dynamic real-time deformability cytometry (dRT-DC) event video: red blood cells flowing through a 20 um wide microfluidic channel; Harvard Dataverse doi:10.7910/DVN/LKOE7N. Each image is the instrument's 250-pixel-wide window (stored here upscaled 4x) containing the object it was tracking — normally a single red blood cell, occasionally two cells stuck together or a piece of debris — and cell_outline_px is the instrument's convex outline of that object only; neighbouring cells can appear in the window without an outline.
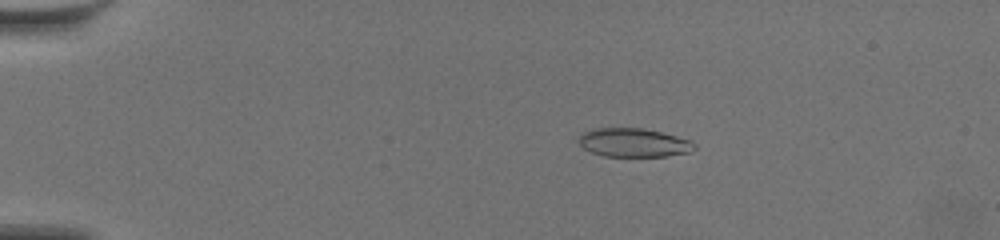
{"species": "common noctule bat (a hibernating species)", "species_latin": "Nyctalus noctula", "temperature_condition": "warm", "stored_images_in_passage": 60, "camera_frame_rate_fps": 3000, "um_per_image_px": 0.085, "animal": {"sex": "female", "body_mass_g": 19.5, "forearm_length_mm": 54.1}, "frame": {"image": 1, "passage_image": 13, "time_ms": 4.0, "image_size_px": [1000, 240], "cell_outline_px": [[696, 148], [692, 152], [664, 156], [604, 156], [592, 152], [584, 148], [580, 144], [580, 136], [584, 132], [592, 128], [644, 128], [692, 140], [696, 144]], "centroid_in_image_um": [53.91, 12.12], "position_along_channel_um": 31.1, "area_um2": 19.31}}
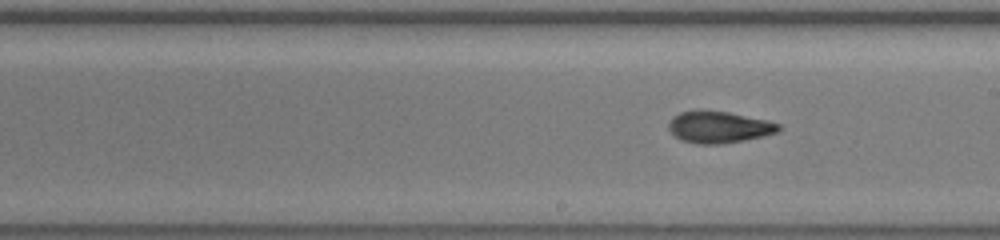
{"frame": {"image": 2, "passage_image": 36, "time_ms": 11.667, "image_size_px": [1000, 240], "cell_outline_px": [[780, 132], [764, 136], [744, 140], [720, 144], [696, 144], [680, 140], [668, 128], [668, 124], [672, 116], [680, 112], [728, 112], [768, 120], [780, 124]], "centroid_in_image_um": [61.14, 10.83], "position_along_channel_um": 227.9, "area_um2": 20.06}}
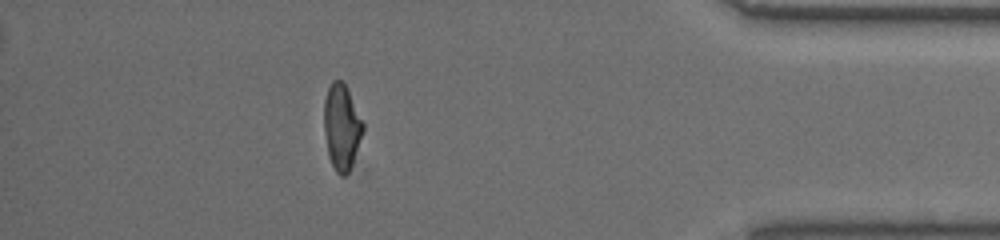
{"frame": {"image": 3, "passage_image": 54, "time_ms": 17.667, "image_size_px": [1000, 240], "cell_outline_px": [[364, 128], [352, 164], [348, 172], [344, 176], [340, 176], [336, 172], [328, 156], [324, 132], [324, 100], [328, 88], [332, 80], [340, 80], [344, 84], [364, 124]], "centroid_in_image_um": [29.02, 10.82], "position_along_channel_um": 406.2, "area_um2": 19.13}, "authors_computed_cell_mechanics": {"area_um2": 20.1433, "velocity_mm_per_s": 3.5783, "shape_relaxation_time_tau1_ms": null, "shape_relaxation_time_tau2_ms": 1.8434, "deformation_change_tau1": null, "deformation_change_tau2": 0.0854}}